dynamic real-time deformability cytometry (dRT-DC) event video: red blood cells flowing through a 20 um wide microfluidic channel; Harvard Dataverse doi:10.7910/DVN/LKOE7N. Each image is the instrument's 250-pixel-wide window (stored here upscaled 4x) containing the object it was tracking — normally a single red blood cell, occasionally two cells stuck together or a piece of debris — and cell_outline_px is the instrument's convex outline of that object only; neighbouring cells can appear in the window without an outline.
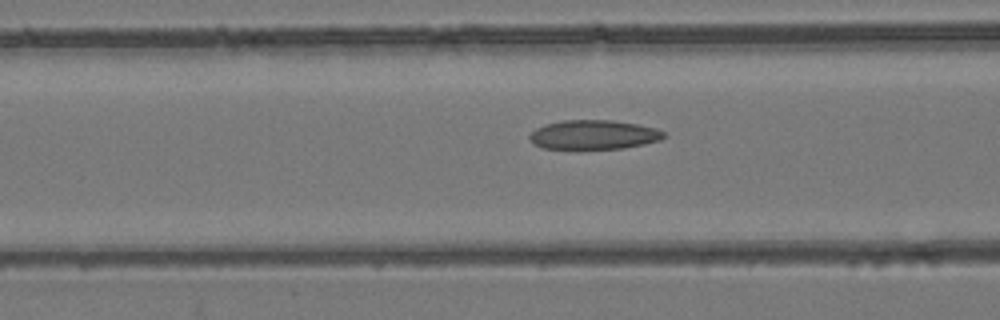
{"species": "common noctule bat (a hibernating species)", "species_latin": "Nyctalus noctula", "temperature_condition": "room temperature", "stored_images_in_passage": 35, "camera_frame_rate_fps": 3000, "um_per_image_px": 0.085, "animal": {"sex": "female", "body_mass_g": 24.6, "forearm_length_mm": 56.2}, "frame": {"image": 1, "passage_image": 13, "time_ms": 4.0, "image_size_px": [1000, 320], "cell_outline_px": [[668, 136], [660, 140], [644, 144], [624, 148], [544, 148], [532, 144], [528, 136], [536, 128], [544, 124], [564, 120], [612, 120], [636, 124], [656, 128], [664, 132]], "centroid_in_image_um": [50.47, 11.44], "position_along_channel_um": 116.1, "area_um2": 22.83}}
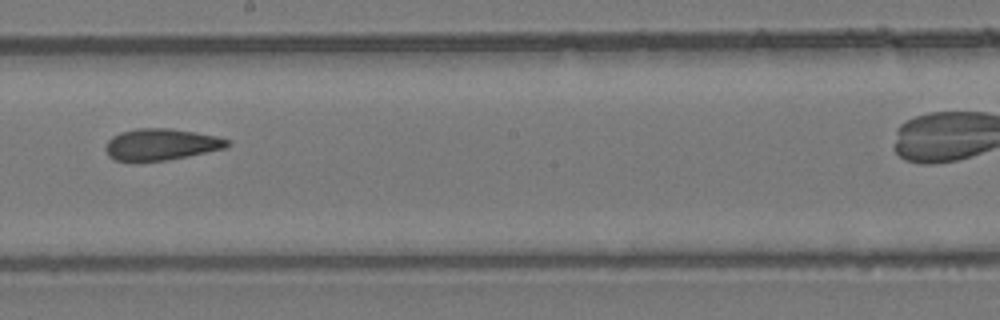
{"frame": {"image": 2, "passage_image": 22, "time_ms": 7.0, "image_size_px": [1000, 320], "cell_outline_px": [[232, 144], [224, 148], [188, 156], [168, 160], [116, 160], [108, 156], [104, 148], [108, 140], [112, 136], [120, 132], [136, 128], [172, 128], [196, 132], [216, 136], [228, 140]], "centroid_in_image_um": [13.68, 12.25], "position_along_channel_um": 234.5, "area_um2": 22.25}}
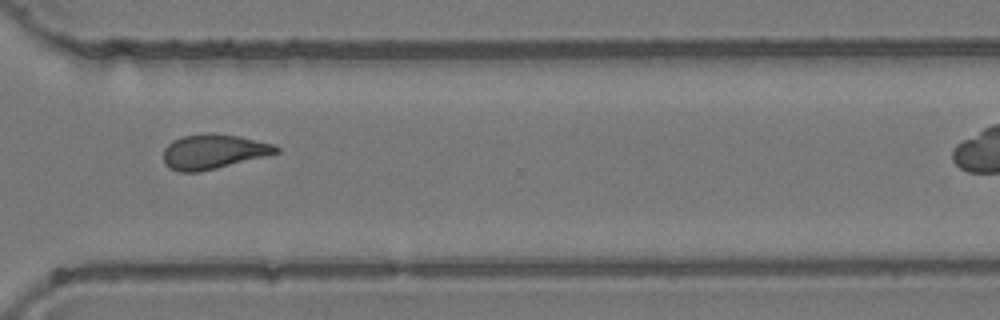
{"frame": {"image": 3, "passage_image": 31, "time_ms": 10.0, "image_size_px": [1000, 320], "cell_outline_px": [[280, 152], [200, 172], [180, 172], [168, 168], [164, 160], [164, 148], [172, 140], [184, 136], [208, 132], [216, 132], [240, 136], [272, 144], [280, 148]], "centroid_in_image_um": [18.11, 12.87], "position_along_channel_um": 352.5, "area_um2": 22.77}}